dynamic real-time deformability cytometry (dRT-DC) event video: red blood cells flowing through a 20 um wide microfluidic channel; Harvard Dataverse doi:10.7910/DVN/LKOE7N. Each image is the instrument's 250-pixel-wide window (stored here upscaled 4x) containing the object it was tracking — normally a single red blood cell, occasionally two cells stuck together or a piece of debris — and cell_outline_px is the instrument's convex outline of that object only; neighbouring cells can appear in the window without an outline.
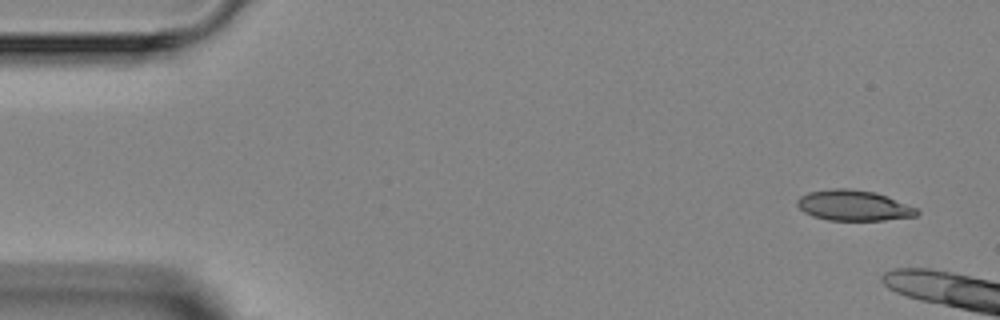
{"species": "Egyptian fruit bat (a non-hibernating species)", "species_latin": "Rousettus aegyptiacus", "temperature_condition": "room temperature", "stored_images_in_passage": 3, "camera_frame_rate_fps": 3000, "um_per_image_px": 0.085, "animal": {"sex": "female"}, "frame": {"image": 1, "passage_image": 1, "time_ms": 0.0, "image_size_px": [1000, 320], "cell_outline_px": [[920, 212], [916, 216], [884, 220], [828, 220], [812, 216], [804, 212], [796, 204], [796, 200], [800, 196], [808, 192], [832, 188], [848, 188], [876, 192], [916, 208]], "centroid_in_image_um": [72.52, 17.46], "position_along_channel_um": 12.5, "area_um2": 21.27}}